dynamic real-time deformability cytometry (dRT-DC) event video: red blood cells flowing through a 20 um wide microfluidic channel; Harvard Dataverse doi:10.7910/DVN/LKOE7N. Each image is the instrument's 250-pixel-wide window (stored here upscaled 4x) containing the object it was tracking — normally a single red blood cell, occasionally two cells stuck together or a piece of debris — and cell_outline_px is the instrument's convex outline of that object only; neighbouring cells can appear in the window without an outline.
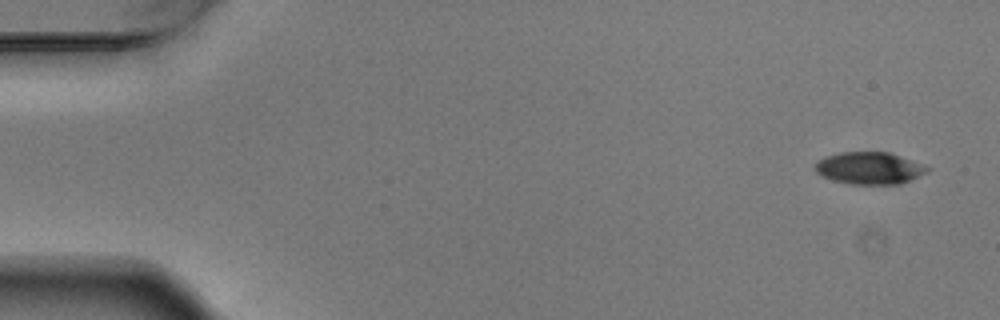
{"species": "Egyptian fruit bat (a non-hibernating species)", "species_latin": "Rousettus aegyptiacus", "temperature_condition": "warm", "stored_images_in_passage": 6, "camera_frame_rate_fps": 3000, "um_per_image_px": 0.085, "animal": {"sex": "male"}, "frame": {"image": 1, "passage_image": 1, "time_ms": 0.0, "image_size_px": [1000, 320], "cell_outline_px": [[932, 168], [928, 172], [900, 184], [848, 184], [832, 180], [820, 176], [812, 168], [816, 160], [824, 156], [840, 152], [888, 152], [900, 156]], "centroid_in_image_um": [73.83, 14.29], "position_along_channel_um": 11.2, "area_um2": 21.27}}
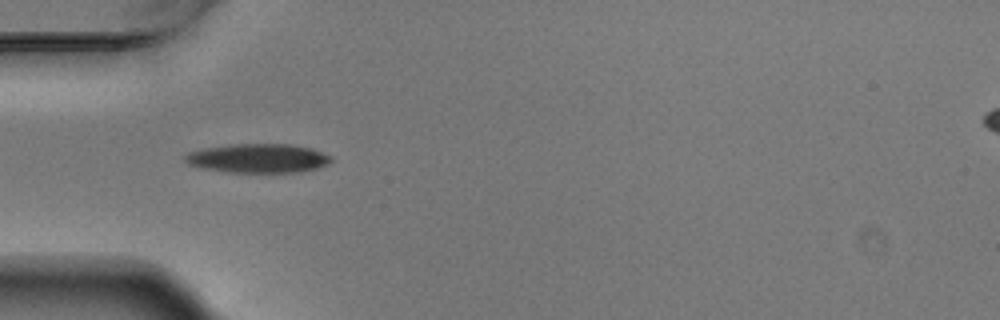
{"frame": {"image": 2, "passage_image": 5, "time_ms": 1.333, "image_size_px": [1000, 320], "cell_outline_px": [[332, 160], [328, 164], [316, 168], [300, 172], [228, 172], [204, 168], [188, 164], [184, 160], [184, 156], [188, 152], [204, 148], [232, 144], [288, 144], [312, 148], [332, 156]], "centroid_in_image_um": [21.95, 13.45], "position_along_channel_um": 63.1, "area_um2": 24.68}}
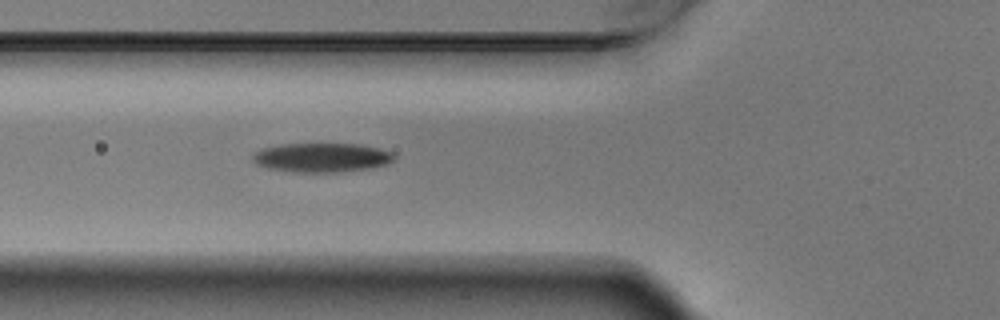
{"frame": {"image": 3, "passage_image": 6, "time_ms": 1.667, "image_size_px": [1000, 320], "cell_outline_px": [[396, 156], [388, 164], [340, 172], [296, 172], [268, 168], [256, 164], [252, 160], [252, 156], [256, 152], [264, 148], [284, 144], [360, 144], [380, 148], [392, 152]], "centroid_in_image_um": [27.36, 13.39], "position_along_channel_um": 98.4, "area_um2": 23.81}}